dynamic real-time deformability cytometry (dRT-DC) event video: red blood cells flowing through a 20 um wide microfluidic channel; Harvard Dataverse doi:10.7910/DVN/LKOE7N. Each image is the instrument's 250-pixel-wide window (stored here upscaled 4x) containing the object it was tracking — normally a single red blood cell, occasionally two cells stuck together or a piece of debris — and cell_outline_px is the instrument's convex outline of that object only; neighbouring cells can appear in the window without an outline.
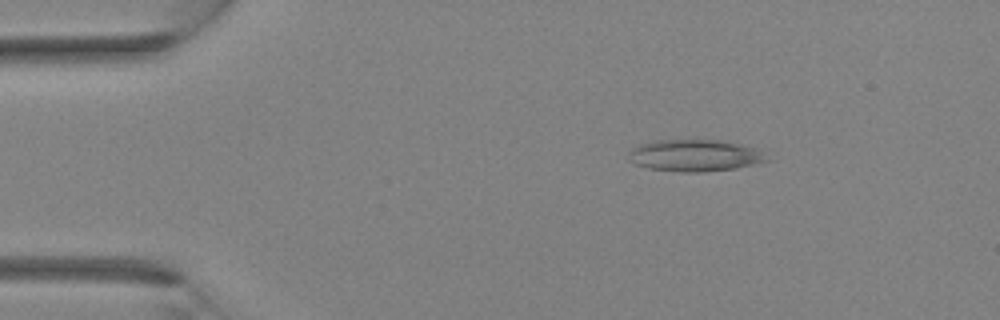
{"species": "Egyptian fruit bat (a non-hibernating species)", "species_latin": "Rousettus aegyptiacus", "temperature_condition": "room temperature", "stored_images_in_passage": 35, "camera_frame_rate_fps": 3000, "um_per_image_px": 0.085, "animal": {"sex": "female"}, "frame": {"image": 1, "passage_image": 6, "time_ms": 1.667, "image_size_px": [1000, 320], "cell_outline_px": [[772, 160], [736, 168], [704, 172], [680, 172], [648, 168], [636, 164], [628, 160], [632, 148], [640, 144], [656, 140], [728, 140], [756, 148]], "centroid_in_image_um": [59.1, 13.21], "position_along_channel_um": 25.9, "area_um2": 25.78}}
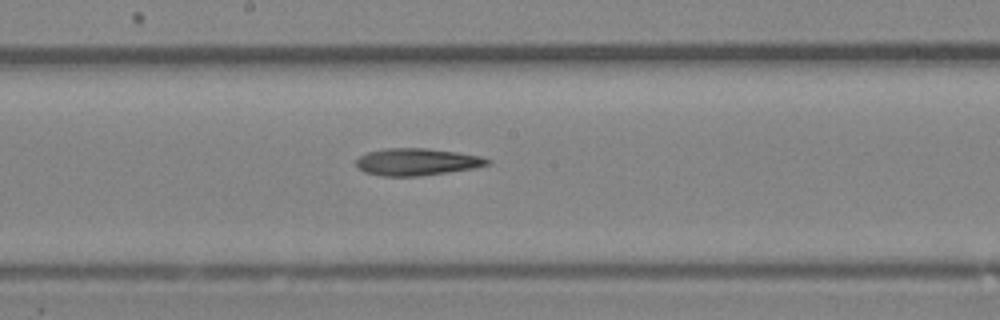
{"frame": {"image": 2, "passage_image": 19, "time_ms": 6.0, "image_size_px": [1000, 320], "cell_outline_px": [[492, 164], [476, 168], [420, 176], [380, 176], [364, 172], [356, 164], [356, 160], [360, 156], [368, 152], [384, 148], [428, 148], [456, 152], [480, 156], [492, 160]], "centroid_in_image_um": [35.47, 13.76], "position_along_channel_um": 212.7, "area_um2": 20.87}}
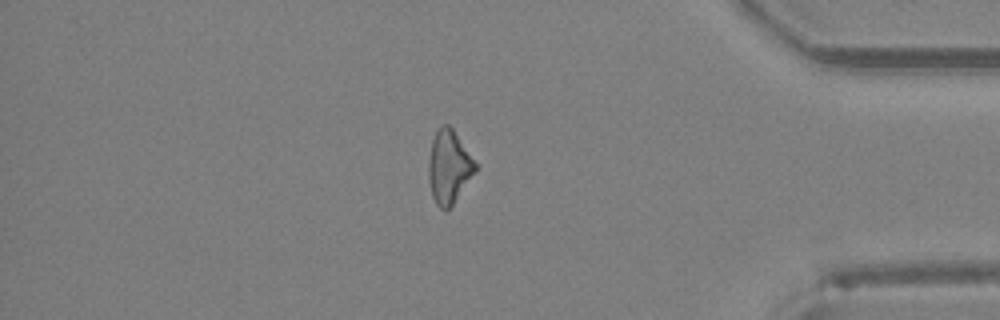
{"frame": {"image": 3, "passage_image": 30, "time_ms": 9.667, "image_size_px": [1000, 320], "cell_outline_px": [[476, 168], [452, 204], [448, 208], [440, 208], [436, 204], [432, 196], [428, 180], [428, 160], [432, 140], [436, 128], [444, 124], [448, 124], [452, 128], [476, 164]], "centroid_in_image_um": [38.09, 14.14], "position_along_channel_um": 397.1, "area_um2": 19.36}}